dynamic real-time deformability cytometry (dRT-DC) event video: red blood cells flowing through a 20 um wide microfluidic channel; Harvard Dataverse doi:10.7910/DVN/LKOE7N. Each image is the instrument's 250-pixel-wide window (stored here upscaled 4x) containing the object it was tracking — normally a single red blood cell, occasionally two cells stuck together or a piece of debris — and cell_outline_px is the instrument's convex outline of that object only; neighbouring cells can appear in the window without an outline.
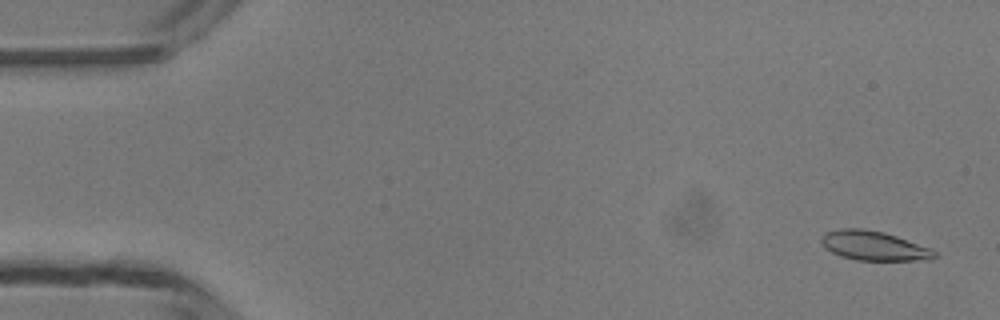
{"species": "common noctule bat (a hibernating species)", "species_latin": "Nyctalus noctula", "temperature_condition": "room temperature", "stored_images_in_passage": 49, "camera_frame_rate_fps": 3000, "um_per_image_px": 0.085, "animal": {"sex": "male", "body_mass_g": 13.3}, "frame": {"image": 1, "passage_image": 2, "time_ms": 0.333, "image_size_px": [1000, 320], "cell_outline_px": [[936, 256], [932, 260], [856, 260], [840, 256], [824, 248], [820, 240], [820, 236], [824, 232], [840, 228], [864, 228], [884, 232], [932, 248], [936, 252]], "centroid_in_image_um": [74.25, 20.88], "position_along_channel_um": 10.7, "area_um2": 19.65}}
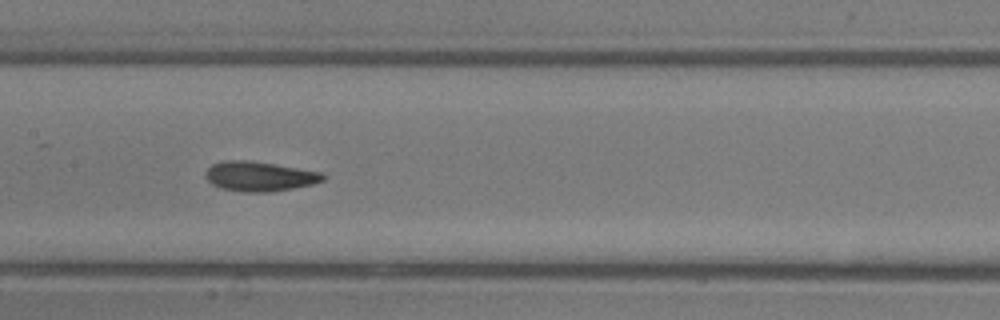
{"frame": {"image": 2, "passage_image": 24, "time_ms": 7.667, "image_size_px": [1000, 320], "cell_outline_px": [[324, 180], [312, 184], [292, 188], [268, 192], [244, 192], [220, 188], [212, 184], [204, 176], [204, 172], [212, 164], [224, 160], [252, 160], [320, 172], [324, 176]], "centroid_in_image_um": [21.99, 14.98], "position_along_channel_um": 185.4, "area_um2": 20.29}}
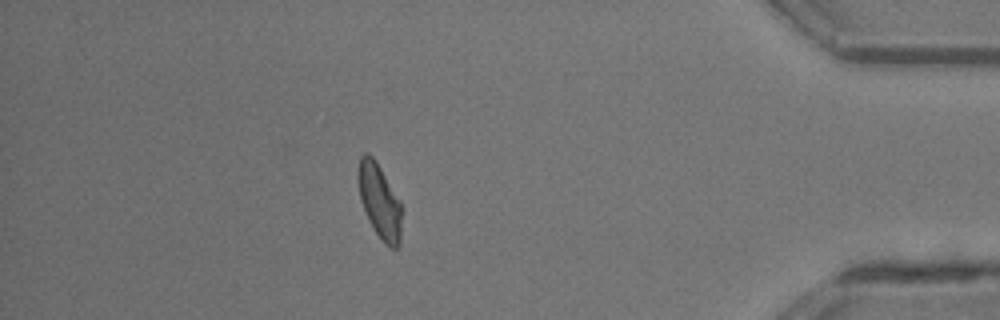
{"frame": {"image": 3, "passage_image": 43, "time_ms": 14.0, "image_size_px": [1000, 320], "cell_outline_px": [[404, 208], [400, 248], [392, 248], [384, 244], [368, 220], [360, 200], [356, 176], [356, 172], [360, 156], [364, 152], [368, 152], [376, 160], [400, 200]], "centroid_in_image_um": [32.28, 17.1], "position_along_channel_um": 402.9, "area_um2": 19.83}, "authors_computed_cell_mechanics": {"area_um2": 19.7676, "velocity_mm_per_s": 4.1874, "shape_relaxation_time_tau1_ms": 6.0249, "shape_relaxation_time_tau2_ms": 2.1197, "deformation_change_tau1": 0.1467, "deformation_change_tau2": 0.0866}}